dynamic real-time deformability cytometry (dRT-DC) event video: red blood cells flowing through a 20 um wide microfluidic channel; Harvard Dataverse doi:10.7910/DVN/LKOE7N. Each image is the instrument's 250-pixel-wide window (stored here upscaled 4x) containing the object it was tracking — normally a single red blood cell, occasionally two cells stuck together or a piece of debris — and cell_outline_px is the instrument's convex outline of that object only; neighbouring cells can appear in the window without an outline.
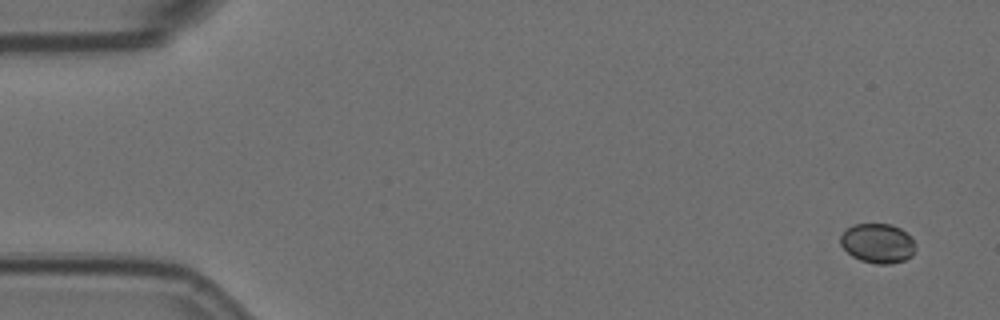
{"species": "Egyptian fruit bat (a non-hibernating species)", "species_latin": "Rousettus aegyptiacus", "temperature_condition": "room temperature", "stored_images_in_passage": 4, "camera_frame_rate_fps": 3000, "um_per_image_px": 0.085, "animal": {"sex": "female"}, "frame": {"image": 1, "passage_image": 1, "time_ms": 0.0, "image_size_px": [1000, 320], "cell_outline_px": [[916, 248], [912, 256], [904, 260], [892, 264], [876, 264], [860, 260], [852, 256], [840, 244], [840, 236], [848, 228], [856, 224], [892, 224], [900, 228], [916, 244]], "centroid_in_image_um": [74.61, 20.69], "position_along_channel_um": 10.4, "area_um2": 17.22}}